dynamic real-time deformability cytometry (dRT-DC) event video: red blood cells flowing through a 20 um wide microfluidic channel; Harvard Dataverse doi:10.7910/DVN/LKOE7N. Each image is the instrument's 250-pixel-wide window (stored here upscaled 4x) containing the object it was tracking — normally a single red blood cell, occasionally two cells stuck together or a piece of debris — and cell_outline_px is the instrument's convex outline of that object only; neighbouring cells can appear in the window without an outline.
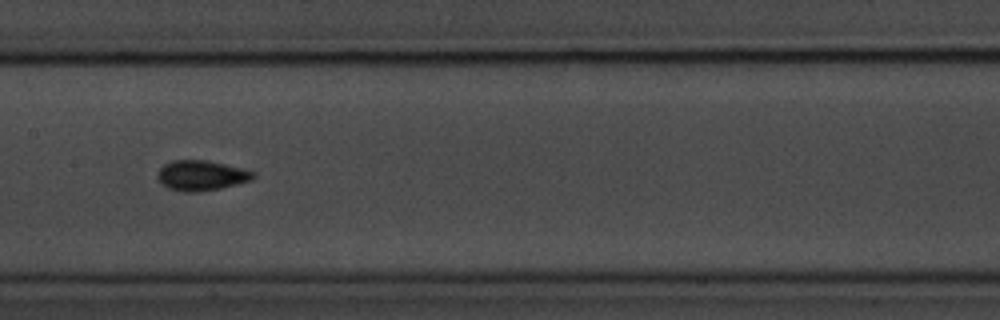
{"species": "common noctule bat (a hibernating species)", "species_latin": "Nyctalus noctula", "temperature_condition": "room temperature", "stored_images_in_passage": 42, "camera_frame_rate_fps": 3000, "um_per_image_px": 0.085, "animal": {"sex": "male", "body_mass_g": 20.1, "forearm_length_mm": 53.5}, "frame": {"image": 1, "passage_image": 13, "time_ms": 4.0, "image_size_px": [1000, 320], "cell_outline_px": [[256, 176], [252, 180], [220, 188], [196, 192], [184, 192], [168, 188], [156, 176], [160, 168], [164, 164], [172, 160], [204, 160], [244, 168], [256, 172]], "centroid_in_image_um": [17.14, 14.91], "position_along_channel_um": 190.3, "area_um2": 16.76}}
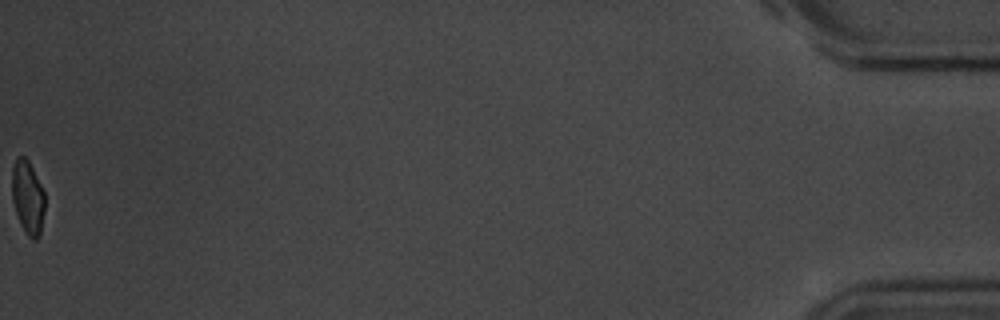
{"frame": {"image": 2, "passage_image": 42, "time_ms": 13.667, "image_size_px": [1000, 320], "cell_outline_px": [[44, 212], [40, 236], [36, 240], [32, 240], [28, 236], [20, 224], [12, 200], [12, 168], [16, 156], [24, 156], [28, 160], [44, 192]], "centroid_in_image_um": [2.35, 16.79], "position_along_channel_um": 432.9, "area_um2": 14.1}, "authors_computed_cell_mechanics": {"area_um2": 15.2014, "velocity_mm_per_s": 3.5656, "shape_relaxation_time_tau1_ms": 2.4448, "shape_relaxation_time_tau2_ms": 1.3121, "deformation_change_tau1": 0.0982, "deformation_change_tau2": 0.0432}}